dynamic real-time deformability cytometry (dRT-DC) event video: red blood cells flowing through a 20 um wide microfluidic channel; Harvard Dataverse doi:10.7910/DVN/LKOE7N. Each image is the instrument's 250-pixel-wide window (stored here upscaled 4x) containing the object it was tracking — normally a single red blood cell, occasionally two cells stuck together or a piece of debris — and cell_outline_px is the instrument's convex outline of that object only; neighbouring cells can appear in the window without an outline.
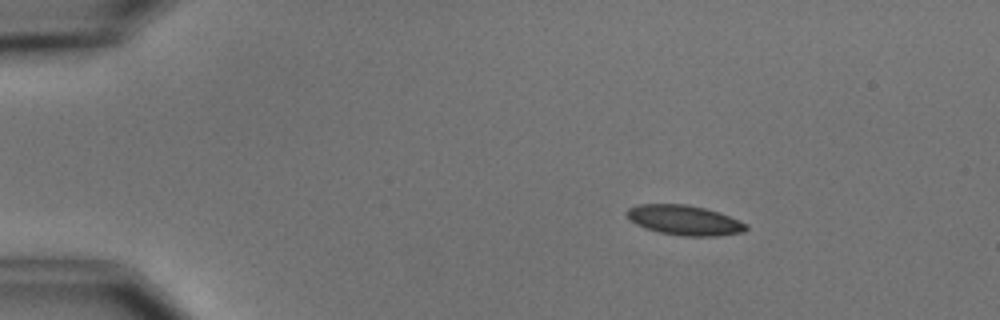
{"species": "common noctule bat (a hibernating species)", "species_latin": "Nyctalus noctula", "temperature_condition": "cold", "stored_images_in_passage": 3, "camera_frame_rate_fps": 3000, "um_per_image_px": 0.085, "animal": {"sex": "male", "body_mass_g": 15.6}, "frame": {"image": 1, "passage_image": 1, "time_ms": 0.0, "image_size_px": [1000, 320], "cell_outline_px": [[748, 228], [744, 232], [716, 236], [684, 236], [660, 232], [636, 224], [624, 212], [628, 208], [640, 204], [684, 204], [704, 208], [728, 216], [748, 224]], "centroid_in_image_um": [58.19, 18.71], "position_along_channel_um": 26.8, "area_um2": 20.46}}